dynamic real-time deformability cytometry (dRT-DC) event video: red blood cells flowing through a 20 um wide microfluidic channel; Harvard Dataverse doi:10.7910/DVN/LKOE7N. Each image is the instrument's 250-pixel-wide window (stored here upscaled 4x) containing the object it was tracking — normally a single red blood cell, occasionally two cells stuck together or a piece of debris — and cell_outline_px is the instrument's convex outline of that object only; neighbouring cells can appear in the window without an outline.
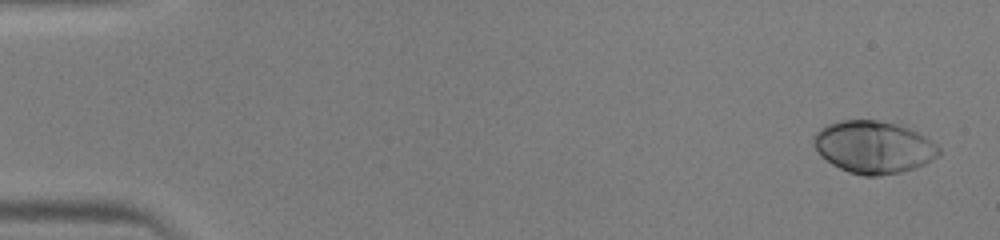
{"species": "human", "species_latin": "Homo sapiens", "temperature_condition": "warm", "stored_images_in_passage": 46, "camera_frame_rate_fps": 3000, "um_per_image_px": 0.085, "donor": {"sex": "male"}, "frame": {"image": 1, "passage_image": 2, "time_ms": 0.333, "image_size_px": [1000, 240], "cell_outline_px": [[940, 156], [924, 164], [900, 172], [876, 176], [864, 176], [848, 172], [832, 164], [820, 156], [812, 140], [812, 136], [820, 128], [828, 124], [840, 120], [876, 120], [896, 124], [908, 128], [924, 136], [936, 144], [940, 148]], "centroid_in_image_um": [74.23, 12.5], "position_along_channel_um": 10.8, "area_um2": 38.15}}
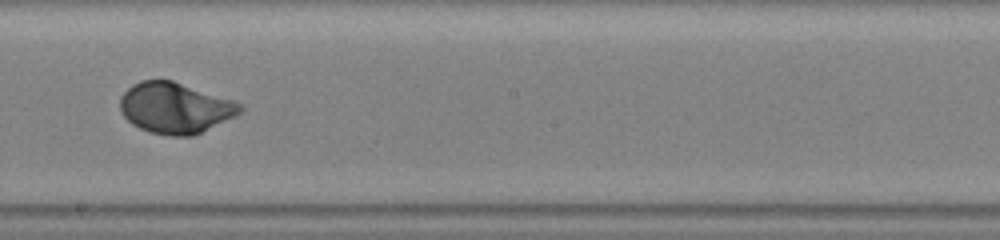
{"frame": {"image": 2, "passage_image": 27, "time_ms": 8.667, "image_size_px": [1000, 240], "cell_outline_px": [[244, 108], [236, 116], [192, 136], [168, 136], [152, 132], [140, 128], [132, 124], [124, 116], [120, 108], [120, 96], [132, 84], [140, 80], [172, 80], [236, 100], [244, 104]], "centroid_in_image_um": [14.92, 9.16], "position_along_channel_um": 233.3, "area_um2": 35.78}}
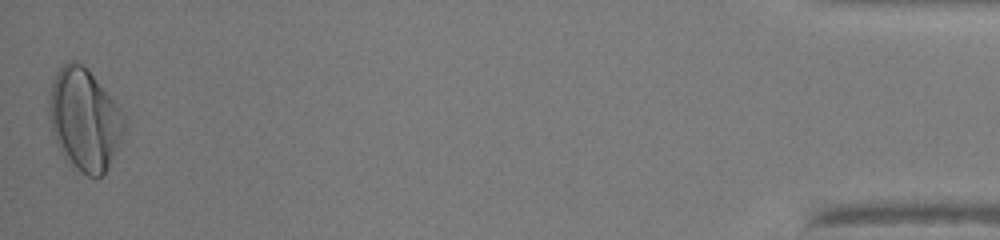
{"frame": {"image": 3, "passage_image": 46, "time_ms": 15.0, "image_size_px": [1000, 240], "cell_outline_px": [[124, 128], [108, 164], [104, 172], [100, 176], [88, 176], [80, 172], [68, 164], [60, 152], [52, 132], [48, 112], [48, 100], [52, 80], [56, 72], [68, 60], [72, 60], [88, 68], [120, 108], [124, 116]], "centroid_in_image_um": [7.12, 10.13], "position_along_channel_um": 428.1, "area_um2": 44.27}}